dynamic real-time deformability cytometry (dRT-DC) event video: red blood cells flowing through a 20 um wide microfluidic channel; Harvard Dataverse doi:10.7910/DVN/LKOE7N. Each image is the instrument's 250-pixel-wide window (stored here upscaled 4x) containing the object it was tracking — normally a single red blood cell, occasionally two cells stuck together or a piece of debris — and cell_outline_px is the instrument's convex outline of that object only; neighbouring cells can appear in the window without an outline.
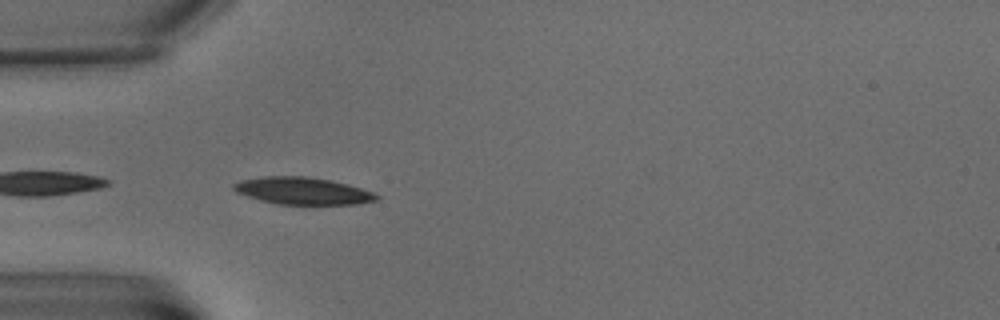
{"species": "common noctule bat (a hibernating species)", "species_latin": "Nyctalus noctula", "temperature_condition": "warm", "stored_images_in_passage": 6, "camera_frame_rate_fps": 3000, "um_per_image_px": 0.085, "animal": {"sex": "male", "body_mass_g": 15.6}, "frame": {"image": 1, "passage_image": 6, "time_ms": 7.0, "image_size_px": [1000, 320], "cell_outline_px": [[380, 196], [376, 200], [356, 204], [276, 204], [260, 200], [236, 192], [232, 188], [232, 184], [240, 180], [264, 176], [308, 176], [332, 180], [348, 184], [372, 192]], "centroid_in_image_um": [25.7, 16.21], "position_along_channel_um": 59.3, "area_um2": 22.6}}